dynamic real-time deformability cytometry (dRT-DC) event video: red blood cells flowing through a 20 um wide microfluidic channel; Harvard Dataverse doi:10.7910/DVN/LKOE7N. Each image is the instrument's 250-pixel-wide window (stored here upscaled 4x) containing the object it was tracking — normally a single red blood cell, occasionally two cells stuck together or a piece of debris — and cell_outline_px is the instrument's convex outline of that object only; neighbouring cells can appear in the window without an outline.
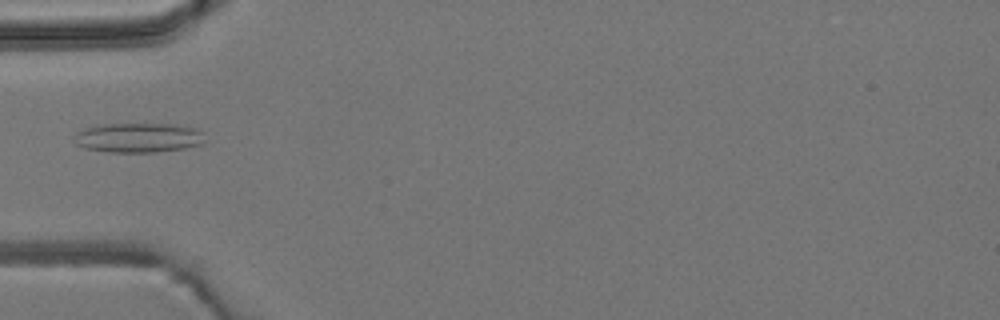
{"species": "common noctule bat (a hibernating species)", "species_latin": "Nyctalus noctula", "temperature_condition": "room temperature", "stored_images_in_passage": 6, "camera_frame_rate_fps": 3000, "um_per_image_px": 0.085, "animal": {"sex": "male", "body_mass_g": 19.2, "forearm_length_mm": 51.8}, "frame": {"image": 1, "passage_image": 6, "time_ms": 5.667, "image_size_px": [1000, 320], "cell_outline_px": [[204, 144], [184, 148], [156, 152], [108, 152], [84, 148], [76, 144], [72, 140], [72, 136], [76, 132], [84, 128], [100, 124], [176, 124], [196, 128], [204, 132]], "centroid_in_image_um": [11.74, 11.7], "position_along_channel_um": 73.3, "area_um2": 22.95}}